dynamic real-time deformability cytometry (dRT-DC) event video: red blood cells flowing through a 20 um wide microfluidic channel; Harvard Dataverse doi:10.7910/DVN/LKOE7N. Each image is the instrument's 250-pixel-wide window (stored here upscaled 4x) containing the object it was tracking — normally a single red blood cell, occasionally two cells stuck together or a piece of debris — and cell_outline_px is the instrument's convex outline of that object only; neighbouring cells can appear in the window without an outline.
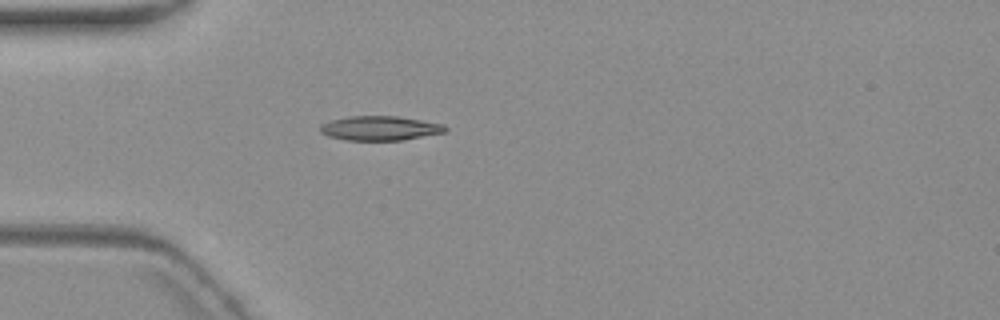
{"species": "common noctule bat (a hibernating species)", "species_latin": "Nyctalus noctula", "temperature_condition": "warm", "stored_images_in_passage": 1, "camera_frame_rate_fps": 3000, "um_per_image_px": 0.085, "animal": {"sex": "female", "body_mass_g": 19.3, "forearm_length_mm": 54.1}, "frame": {"image": 1, "passage_image": 1, "time_ms": 0.0, "image_size_px": [1000, 320], "cell_outline_px": [[448, 128], [444, 132], [400, 140], [344, 140], [328, 136], [320, 132], [320, 124], [332, 120], [348, 116], [396, 116], [444, 124]], "centroid_in_image_um": [32.25, 10.89], "position_along_channel_um": 52.7, "area_um2": 17.63}}